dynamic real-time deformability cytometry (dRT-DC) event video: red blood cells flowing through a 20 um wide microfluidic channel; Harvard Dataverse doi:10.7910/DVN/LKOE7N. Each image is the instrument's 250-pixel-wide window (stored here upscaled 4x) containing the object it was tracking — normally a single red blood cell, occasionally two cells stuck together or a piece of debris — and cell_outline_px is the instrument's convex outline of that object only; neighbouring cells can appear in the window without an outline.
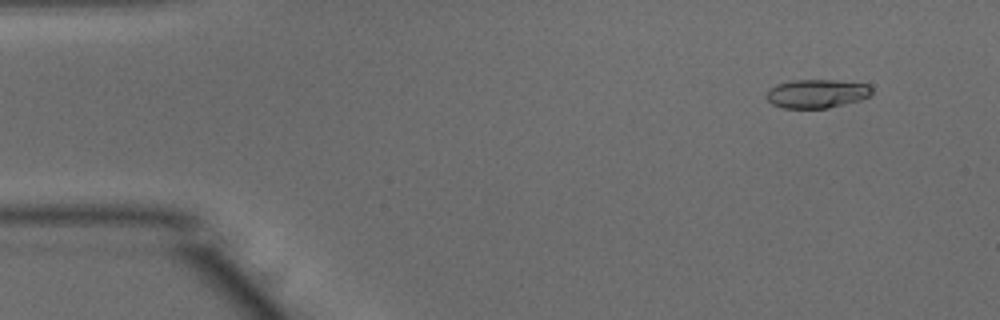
{"species": "common noctule bat (a hibernating species)", "species_latin": "Nyctalus noctula", "temperature_condition": "warm", "stored_images_in_passage": 12, "camera_frame_rate_fps": 3000, "um_per_image_px": 0.085, "animal": {"sex": "male", "body_mass_g": 15.6}, "frame": {"image": 1, "passage_image": 5, "time_ms": 1.333, "image_size_px": [1000, 320], "cell_outline_px": [[872, 92], [868, 96], [860, 100], [828, 108], [784, 108], [772, 104], [764, 96], [776, 84], [792, 80], [832, 80], [868, 84], [872, 88]], "centroid_in_image_um": [69.41, 7.96], "position_along_channel_um": 15.6, "area_um2": 17.51}}